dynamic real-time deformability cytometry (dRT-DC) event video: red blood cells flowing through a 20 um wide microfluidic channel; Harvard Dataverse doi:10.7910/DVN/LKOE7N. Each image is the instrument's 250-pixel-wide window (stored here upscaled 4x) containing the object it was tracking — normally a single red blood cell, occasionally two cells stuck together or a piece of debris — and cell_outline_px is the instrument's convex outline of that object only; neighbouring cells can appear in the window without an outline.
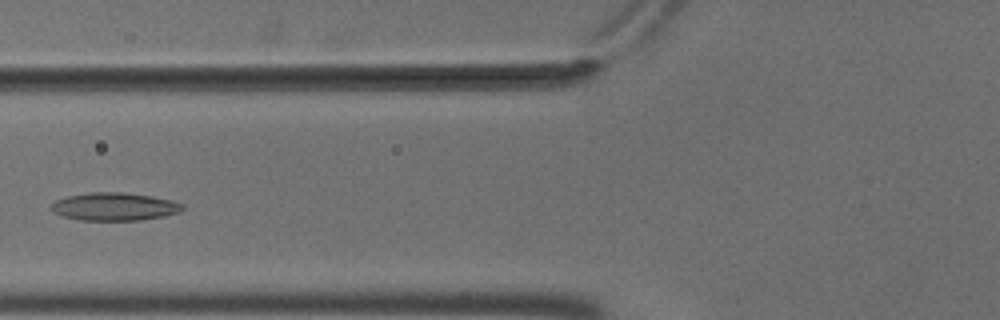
{"species": "common noctule bat (a hibernating species)", "species_latin": "Nyctalus noctula", "temperature_condition": "cold", "stored_images_in_passage": 5, "camera_frame_rate_fps": 3000, "um_per_image_px": 0.085, "animal": {"sex": "male", "body_mass_g": 18.8}, "frame": {"image": 1, "passage_image": 4, "time_ms": 1.0, "image_size_px": [1000, 320], "cell_outline_px": [[184, 208], [180, 212], [164, 216], [140, 220], [80, 220], [64, 216], [52, 212], [52, 204], [56, 200], [68, 196], [88, 192], [124, 192], [152, 196], [172, 200], [184, 204]], "centroid_in_image_um": [9.76, 17.55], "position_along_channel_um": 116.0, "area_um2": 21.39}}
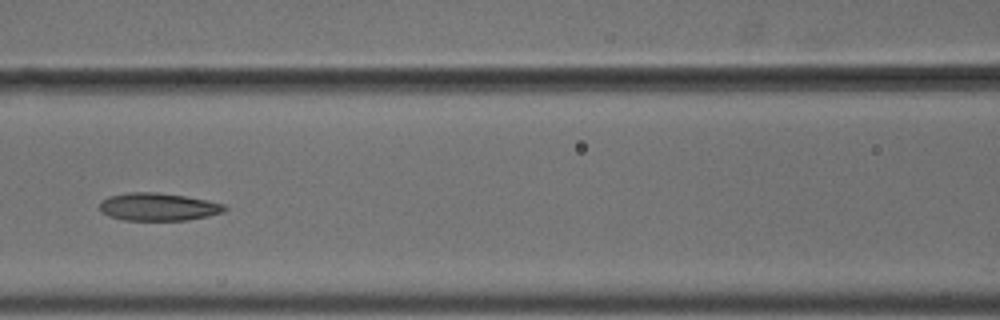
{"frame": {"image": 2, "passage_image": 5, "time_ms": 1.333, "image_size_px": [1000, 320], "cell_outline_px": [[228, 208], [224, 212], [208, 216], [188, 220], [124, 220], [108, 216], [100, 212], [100, 200], [108, 196], [128, 192], [156, 192], [184, 196], [208, 200], [224, 204]], "centroid_in_image_um": [13.43, 17.58], "position_along_channel_um": 153.2, "area_um2": 20.4}}